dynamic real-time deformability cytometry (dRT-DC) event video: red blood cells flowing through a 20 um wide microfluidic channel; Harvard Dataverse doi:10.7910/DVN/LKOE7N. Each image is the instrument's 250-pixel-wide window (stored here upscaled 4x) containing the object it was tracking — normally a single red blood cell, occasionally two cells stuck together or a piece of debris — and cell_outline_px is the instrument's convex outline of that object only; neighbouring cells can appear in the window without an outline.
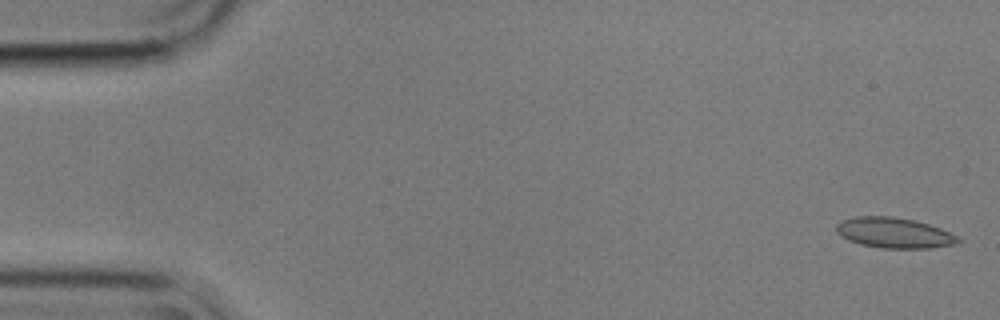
{"species": "common noctule bat (a hibernating species)", "species_latin": "Nyctalus noctula", "temperature_condition": "cold", "stored_images_in_passage": 56, "camera_frame_rate_fps": 3000, "um_per_image_px": 0.085, "animal": {"sex": "male", "body_mass_g": 17.9}, "frame": {"image": 1, "passage_image": 2, "time_ms": 0.333, "image_size_px": [1000, 320], "cell_outline_px": [[960, 240], [956, 244], [928, 248], [880, 248], [860, 244], [848, 240], [840, 236], [836, 232], [836, 224], [840, 220], [856, 216], [892, 216], [912, 220], [928, 224], [940, 228], [956, 236]], "centroid_in_image_um": [75.93, 19.79], "position_along_channel_um": 9.1, "area_um2": 21.56}}
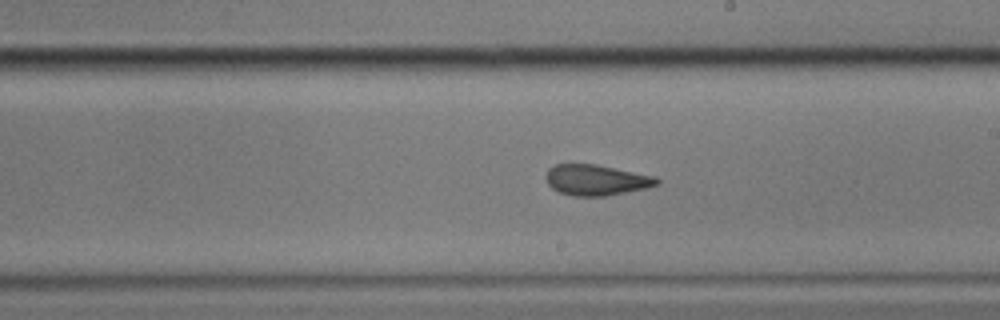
{"frame": {"image": 2, "passage_image": 32, "time_ms": 10.333, "image_size_px": [1000, 320], "cell_outline_px": [[660, 184], [648, 188], [608, 196], [572, 196], [560, 192], [552, 188], [548, 184], [544, 176], [548, 168], [556, 164], [596, 164], [656, 176], [660, 180]], "centroid_in_image_um": [50.7, 15.3], "position_along_channel_um": 238.3, "area_um2": 20.17}}
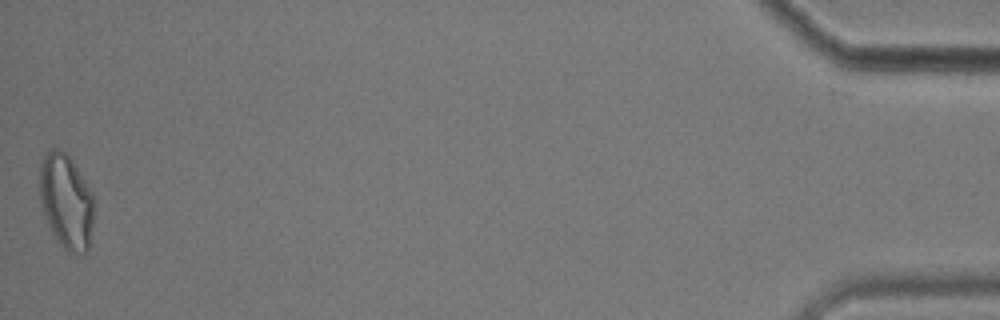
{"frame": {"image": 3, "passage_image": 56, "time_ms": 18.333, "image_size_px": [1000, 320], "cell_outline_px": [[96, 200], [88, 248], [84, 256], [76, 256], [64, 252], [56, 240], [44, 216], [40, 200], [40, 164], [44, 152], [52, 148], [60, 148], [72, 160], [92, 192]], "centroid_in_image_um": [5.64, 17.17], "position_along_channel_um": 429.6, "area_um2": 30.81}, "authors_computed_cell_mechanics": {"area_um2": 20.9236, "velocity_mm_per_s": 3.5547, "shape_relaxation_time_tau1_ms": null, "shape_relaxation_time_tau2_ms": 3.2503, "deformation_change_tau1": null, "deformation_change_tau2": 0.0806}}